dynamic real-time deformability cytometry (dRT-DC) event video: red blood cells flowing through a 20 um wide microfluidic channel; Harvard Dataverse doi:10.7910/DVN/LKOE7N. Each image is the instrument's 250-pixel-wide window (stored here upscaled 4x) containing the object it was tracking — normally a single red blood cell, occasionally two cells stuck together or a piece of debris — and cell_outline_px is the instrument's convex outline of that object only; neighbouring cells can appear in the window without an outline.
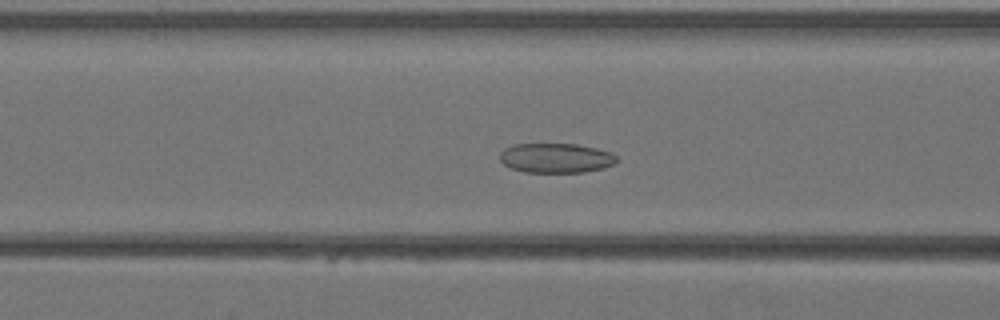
{"species": "Egyptian fruit bat (a non-hibernating species)", "species_latin": "Rousettus aegyptiacus", "temperature_condition": "warm", "stored_images_in_passage": 30, "camera_frame_rate_fps": 3000, "um_per_image_px": 0.085, "animal": {"sex": "female"}, "frame": {"image": 1, "passage_image": 5, "time_ms": 1.333, "image_size_px": [1000, 320], "cell_outline_px": [[616, 160], [612, 164], [604, 168], [580, 172], [524, 172], [512, 168], [504, 164], [500, 160], [500, 152], [504, 148], [516, 144], [576, 144], [596, 148], [608, 152], [616, 156]], "centroid_in_image_um": [47.21, 13.43], "position_along_channel_um": 119.4, "area_um2": 19.94}}
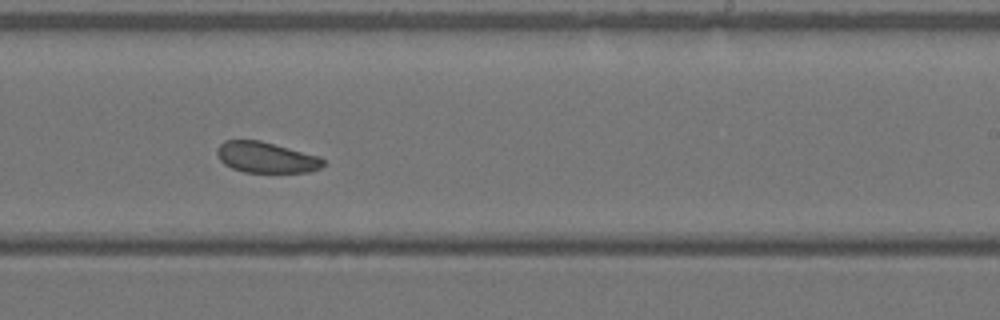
{"frame": {"image": 2, "passage_image": 14, "time_ms": 4.333, "image_size_px": [1000, 320], "cell_outline_px": [[324, 164], [320, 168], [308, 172], [244, 172], [232, 168], [224, 164], [220, 160], [216, 152], [216, 148], [224, 140], [260, 140], [320, 156], [324, 160]], "centroid_in_image_um": [22.61, 13.37], "position_along_channel_um": 266.4, "area_um2": 19.13}}
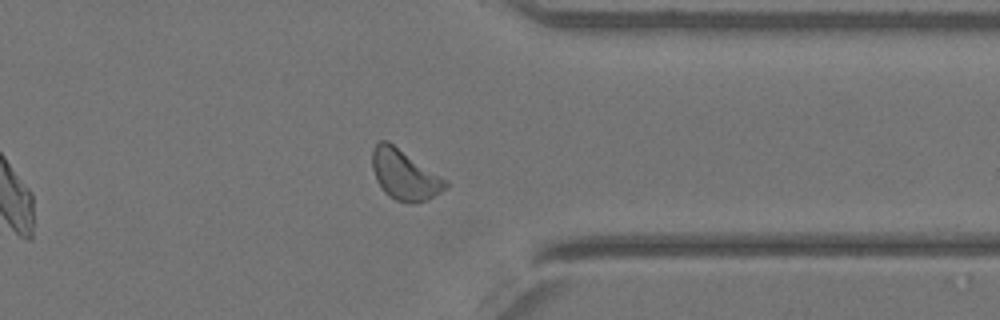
{"frame": {"image": 3, "passage_image": 21, "time_ms": 6.667, "image_size_px": [1000, 320], "cell_outline_px": [[448, 184], [440, 192], [428, 200], [396, 200], [388, 196], [384, 192], [376, 180], [372, 168], [372, 148], [380, 140], [388, 140], [448, 180]], "centroid_in_image_um": [34.36, 14.8], "position_along_channel_um": 377.0, "area_um2": 21.15}}